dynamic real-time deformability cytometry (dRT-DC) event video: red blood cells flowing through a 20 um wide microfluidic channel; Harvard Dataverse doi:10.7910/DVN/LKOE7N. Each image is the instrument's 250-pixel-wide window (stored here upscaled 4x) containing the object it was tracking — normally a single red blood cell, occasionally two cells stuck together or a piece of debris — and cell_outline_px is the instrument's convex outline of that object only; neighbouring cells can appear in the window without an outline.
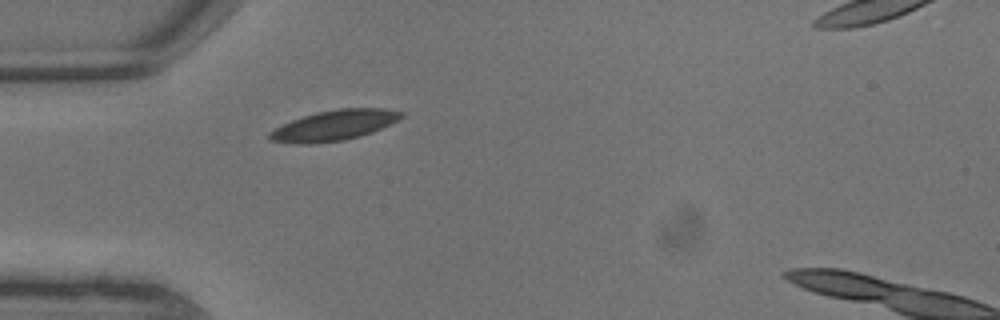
{"species": "common noctule bat (a hibernating species)", "species_latin": "Nyctalus noctula", "temperature_condition": "warm", "stored_images_in_passage": 1, "camera_frame_rate_fps": 3000, "um_per_image_px": 0.085, "animal": {"sex": "male", "body_mass_g": 13.3}, "frame": {"image": 1, "passage_image": 1, "time_ms": 0.0, "image_size_px": [1000, 320], "cell_outline_px": [[404, 116], [372, 132], [360, 136], [344, 140], [312, 144], [296, 144], [268, 140], [268, 132], [292, 120], [316, 112], [340, 108], [384, 108], [404, 112]], "centroid_in_image_um": [28.37, 10.66], "position_along_channel_um": 56.6, "area_um2": 23.18}}